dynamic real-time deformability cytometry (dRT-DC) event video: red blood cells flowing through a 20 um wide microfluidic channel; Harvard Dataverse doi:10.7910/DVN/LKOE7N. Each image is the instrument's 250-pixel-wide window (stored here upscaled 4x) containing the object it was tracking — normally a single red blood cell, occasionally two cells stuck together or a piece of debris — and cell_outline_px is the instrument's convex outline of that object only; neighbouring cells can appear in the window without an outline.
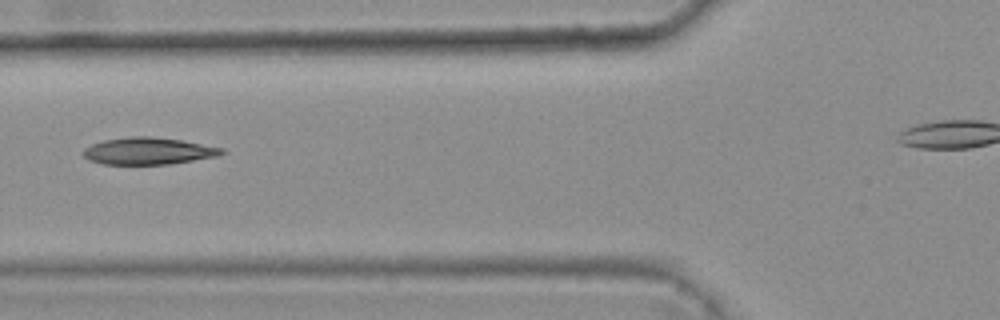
{"species": "common noctule bat (a hibernating species)", "species_latin": "Nyctalus noctula", "temperature_condition": "warm", "stored_images_in_passage": 7, "camera_frame_rate_fps": 3000, "um_per_image_px": 0.085, "animal": {"sex": "female", "body_mass_g": 25.1}, "frame": {"image": 1, "passage_image": 6, "time_ms": 1.667, "image_size_px": [1000, 320], "cell_outline_px": [[224, 152], [216, 156], [168, 164], [104, 164], [88, 160], [80, 152], [84, 148], [92, 144], [104, 140], [128, 136], [152, 136], [180, 140], [224, 148]], "centroid_in_image_um": [12.54, 12.83], "position_along_channel_um": 113.3, "area_um2": 21.68}}
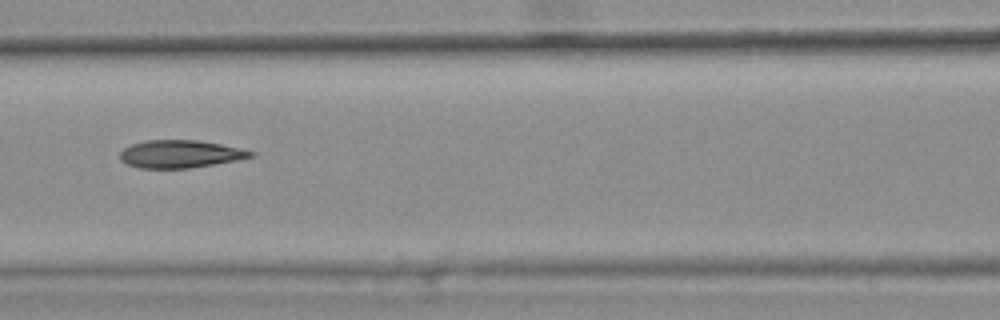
{"frame": {"image": 2, "passage_image": 7, "time_ms": 2.0, "image_size_px": [1000, 320], "cell_outline_px": [[256, 156], [216, 164], [188, 168], [140, 168], [128, 164], [120, 160], [120, 152], [124, 148], [132, 144], [148, 140], [196, 140], [220, 144], [256, 152]], "centroid_in_image_um": [15.33, 13.09], "position_along_channel_um": 151.3, "area_um2": 20.98}}